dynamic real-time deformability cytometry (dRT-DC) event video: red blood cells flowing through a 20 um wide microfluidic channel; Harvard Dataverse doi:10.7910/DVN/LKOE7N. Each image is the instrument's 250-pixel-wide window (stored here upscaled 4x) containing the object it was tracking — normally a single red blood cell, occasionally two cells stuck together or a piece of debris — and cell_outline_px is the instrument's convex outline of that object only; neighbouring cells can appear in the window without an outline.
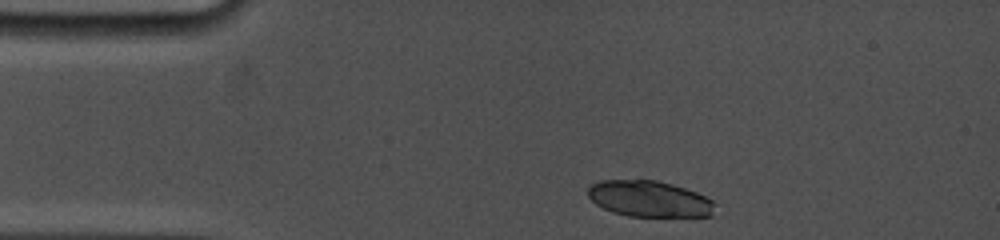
{"species": "common noctule bat (a hibernating species)", "species_latin": "Nyctalus noctula", "temperature_condition": "cold", "stored_images_in_passage": 3, "camera_frame_rate_fps": 5000, "um_per_image_px": 0.085, "animal": {"sex": "female", "body_mass_g": 19.0, "forearm_length_mm": 53.3}, "frame": {"image": 1, "passage_image": 1, "time_ms": 0.0, "image_size_px": [1000, 240], "cell_outline_px": [[716, 204], [712, 216], [628, 216], [612, 212], [596, 204], [588, 196], [588, 188], [592, 184], [600, 180], [656, 180], [672, 184], [696, 192], [712, 200]], "centroid_in_image_um": [55.19, 16.9], "position_along_channel_um": 29.8, "area_um2": 26.65}}